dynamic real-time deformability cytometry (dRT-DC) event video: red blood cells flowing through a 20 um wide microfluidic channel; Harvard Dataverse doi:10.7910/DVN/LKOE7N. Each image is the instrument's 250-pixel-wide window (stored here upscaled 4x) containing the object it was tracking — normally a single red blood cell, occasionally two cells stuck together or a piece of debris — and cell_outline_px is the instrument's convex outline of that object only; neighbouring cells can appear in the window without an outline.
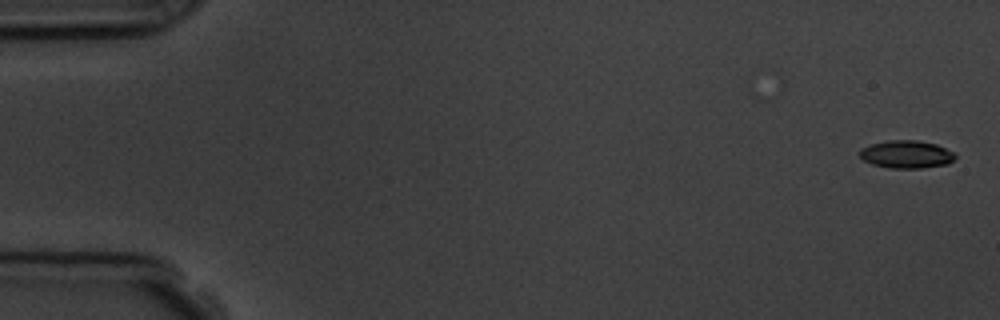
{"species": "common noctule bat (a hibernating species)", "species_latin": "Nyctalus noctula", "temperature_condition": "room temperature", "stored_images_in_passage": 6, "camera_frame_rate_fps": 3000, "um_per_image_px": 0.085, "animal": {"sex": "male", "body_mass_g": 19.5, "forearm_length_mm": 54.6}, "frame": {"image": 1, "passage_image": 1, "time_ms": 0.0, "image_size_px": [1000, 320], "cell_outline_px": [[956, 156], [948, 164], [920, 168], [888, 168], [872, 164], [864, 160], [856, 152], [860, 148], [868, 144], [888, 140], [916, 140], [936, 144], [956, 152]], "centroid_in_image_um": [77.01, 13.11], "position_along_channel_um": 8.0, "area_um2": 15.72}}
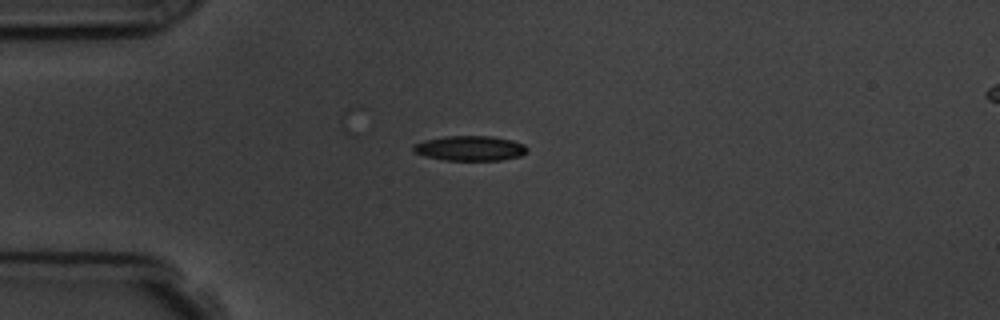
{"frame": {"image": 2, "passage_image": 5, "time_ms": 4.333, "image_size_px": [1000, 320], "cell_outline_px": [[528, 152], [520, 156], [500, 160], [444, 160], [412, 152], [412, 144], [424, 140], [444, 136], [492, 136], [512, 140], [524, 144], [528, 148]], "centroid_in_image_um": [39.95, 12.59], "position_along_channel_um": 45.1, "area_um2": 16.65}}
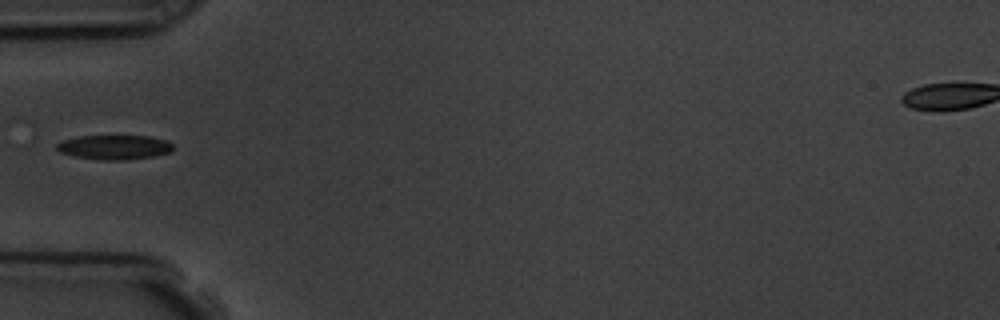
{"frame": {"image": 3, "passage_image": 6, "time_ms": 5.667, "image_size_px": [1000, 320], "cell_outline_px": [[172, 152], [156, 156], [128, 160], [100, 160], [76, 156], [60, 152], [56, 148], [56, 144], [60, 140], [80, 136], [148, 136], [164, 140], [172, 144]], "centroid_in_image_um": [9.71, 12.52], "position_along_channel_um": 75.3, "area_um2": 16.65}}